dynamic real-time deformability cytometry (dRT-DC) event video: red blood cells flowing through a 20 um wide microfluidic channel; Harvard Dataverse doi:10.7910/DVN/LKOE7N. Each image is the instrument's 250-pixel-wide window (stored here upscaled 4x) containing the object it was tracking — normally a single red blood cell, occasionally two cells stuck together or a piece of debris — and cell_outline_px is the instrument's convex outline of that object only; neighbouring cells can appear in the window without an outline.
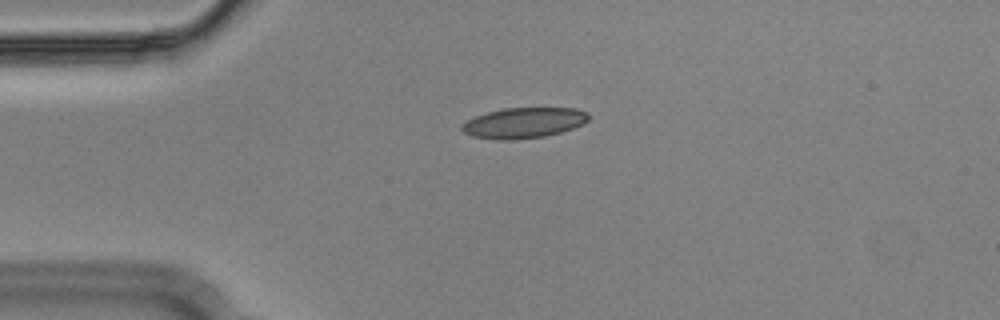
{"species": "Egyptian fruit bat (a non-hibernating species)", "species_latin": "Rousettus aegyptiacus", "temperature_condition": "cold", "stored_images_in_passage": 50, "camera_frame_rate_fps": 3000, "um_per_image_px": 0.085, "animal": {"sex": "male"}, "frame": {"image": 1, "passage_image": 8, "time_ms": 2.333, "image_size_px": [1000, 320], "cell_outline_px": [[588, 120], [584, 124], [560, 132], [544, 136], [512, 140], [496, 140], [472, 136], [464, 132], [460, 128], [460, 124], [476, 116], [488, 112], [504, 108], [576, 108], [588, 112]], "centroid_in_image_um": [44.51, 10.44], "position_along_channel_um": 40.5, "area_um2": 22.54}}
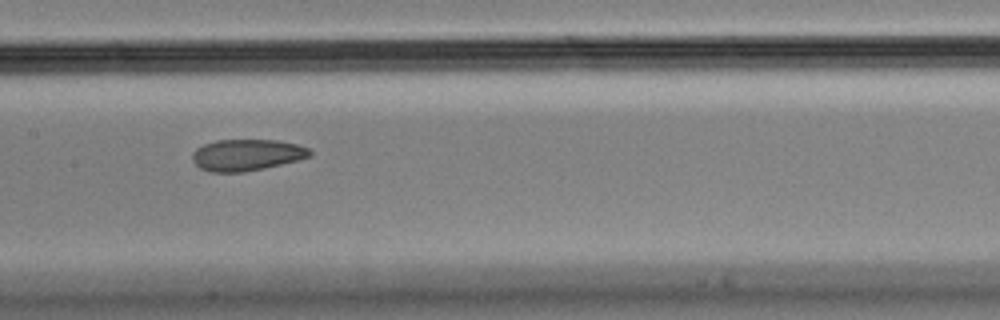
{"frame": {"image": 2, "passage_image": 22, "time_ms": 7.0, "image_size_px": [1000, 320], "cell_outline_px": [[312, 152], [308, 156], [296, 160], [264, 168], [244, 172], [208, 172], [200, 168], [192, 160], [192, 152], [196, 148], [204, 144], [216, 140], [280, 140], [296, 144], [308, 148]], "centroid_in_image_um": [20.92, 13.16], "position_along_channel_um": 186.5, "area_um2": 21.44}}
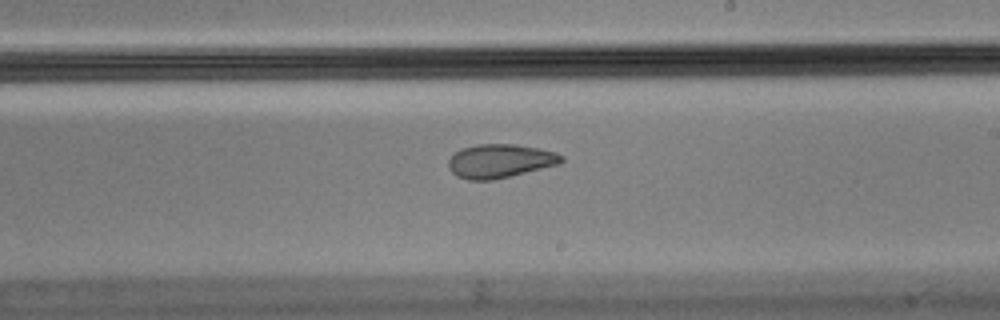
{"frame": {"image": 3, "passage_image": 27, "time_ms": 8.667, "image_size_px": [1000, 320], "cell_outline_px": [[564, 160], [560, 164], [492, 180], [468, 180], [456, 176], [448, 168], [448, 160], [460, 148], [476, 144], [516, 144], [540, 148], [556, 152], [564, 156]], "centroid_in_image_um": [42.5, 13.67], "position_along_channel_um": 246.5, "area_um2": 22.37}, "authors_computed_cell_mechanics": {"area_um2": 22.9466, "velocity_mm_per_s": 3.624, "shape_relaxation_time_tau1_ms": null, "shape_relaxation_time_tau2_ms": 2.5678, "deformation_change_tau1": null, "deformation_change_tau2": 0.0693}}